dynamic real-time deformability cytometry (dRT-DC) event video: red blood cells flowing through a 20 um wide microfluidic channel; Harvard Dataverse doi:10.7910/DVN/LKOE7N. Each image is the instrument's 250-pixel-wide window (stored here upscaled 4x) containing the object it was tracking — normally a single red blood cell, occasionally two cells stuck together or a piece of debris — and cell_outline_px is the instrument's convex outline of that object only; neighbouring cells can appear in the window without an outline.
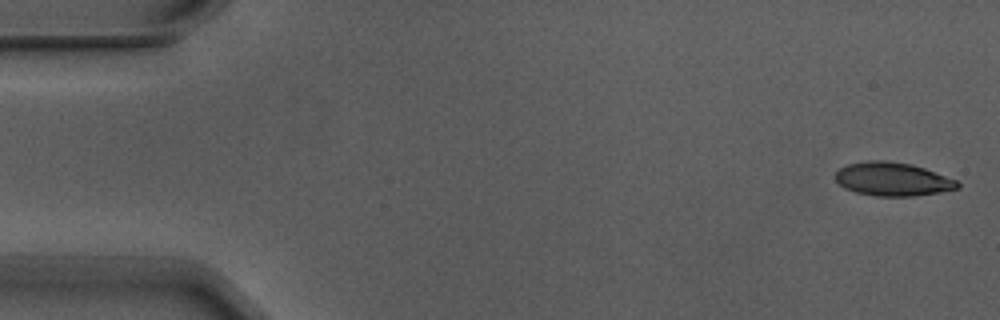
{"species": "Egyptian fruit bat (a non-hibernating species)", "species_latin": "Rousettus aegyptiacus", "temperature_condition": "warm", "stored_images_in_passage": 3, "camera_frame_rate_fps": 3000, "um_per_image_px": 0.085, "animal": {"sex": "male"}, "frame": {"image": 1, "passage_image": 1, "time_ms": 0.0, "image_size_px": [1000, 320], "cell_outline_px": [[960, 188], [912, 196], [876, 196], [856, 192], [844, 188], [836, 180], [836, 172], [840, 168], [848, 164], [868, 160], [884, 160], [912, 164], [924, 168], [956, 180], [960, 184]], "centroid_in_image_um": [75.85, 15.22], "position_along_channel_um": 9.1, "area_um2": 23.64}}